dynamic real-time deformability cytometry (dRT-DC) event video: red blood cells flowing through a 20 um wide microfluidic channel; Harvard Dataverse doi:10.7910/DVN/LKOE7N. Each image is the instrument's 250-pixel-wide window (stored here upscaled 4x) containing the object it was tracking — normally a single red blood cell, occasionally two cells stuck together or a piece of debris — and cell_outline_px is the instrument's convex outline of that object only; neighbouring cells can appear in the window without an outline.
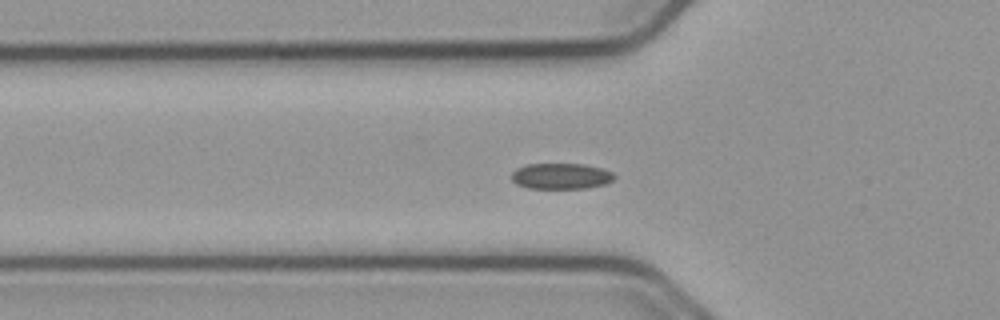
{"species": "common noctule bat (a hibernating species)", "species_latin": "Nyctalus noctula", "temperature_condition": "cold", "stored_images_in_passage": 57, "camera_frame_rate_fps": 3000, "um_per_image_px": 0.085, "animal": {"sex": "male", "body_mass_g": 23.1, "forearm_length_mm": 52.7}, "frame": {"image": 1, "passage_image": 19, "time_ms": 6.0, "image_size_px": [1000, 320], "cell_outline_px": [[616, 176], [612, 180], [604, 184], [588, 188], [528, 188], [516, 184], [512, 180], [512, 172], [516, 168], [524, 164], [584, 164], [604, 168], [612, 172]], "centroid_in_image_um": [47.68, 14.96], "position_along_channel_um": 78.1, "area_um2": 15.61}}
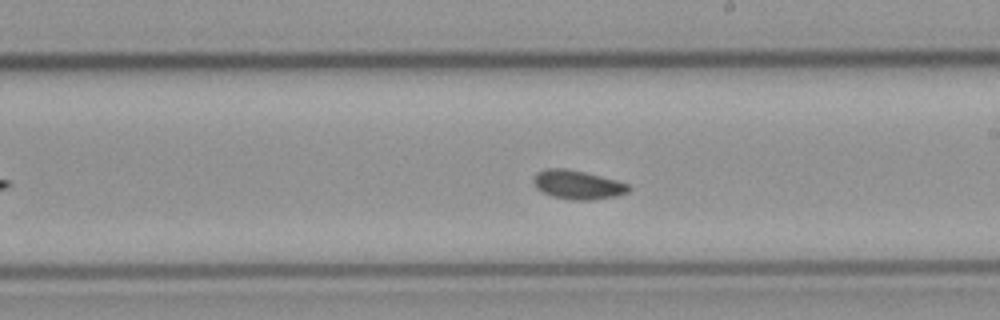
{"frame": {"image": 2, "passage_image": 32, "time_ms": 10.333, "image_size_px": [1000, 320], "cell_outline_px": [[632, 188], [628, 192], [616, 196], [592, 200], [568, 200], [552, 196], [536, 188], [532, 180], [536, 172], [544, 168], [568, 168], [616, 180], [628, 184]], "centroid_in_image_um": [49.08, 15.7], "position_along_channel_um": 239.9, "area_um2": 16.18}}
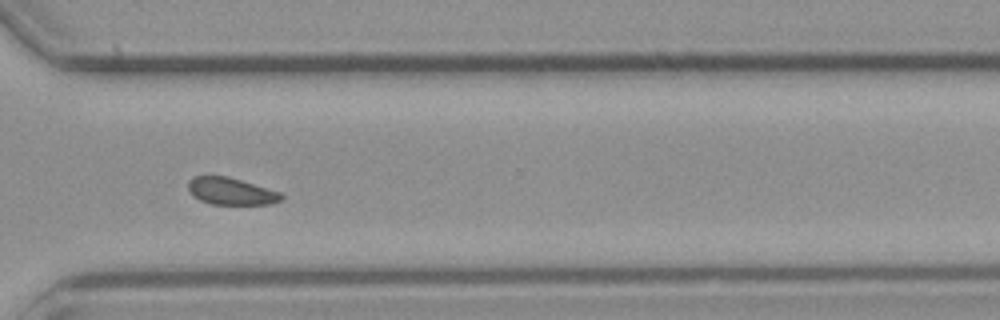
{"frame": {"image": 3, "passage_image": 41, "time_ms": 13.333, "image_size_px": [1000, 320], "cell_outline_px": [[284, 196], [280, 200], [272, 204], [212, 204], [200, 200], [192, 196], [188, 188], [188, 180], [196, 176], [228, 176], [280, 192]], "centroid_in_image_um": [19.62, 16.26], "position_along_channel_um": 351.0, "area_um2": 14.62}, "authors_computed_cell_mechanics": {"area_um2": 15.6638, "velocity_mm_per_s": 3.7117, "shape_relaxation_time_tau1_ms": 3.4319, "shape_relaxation_time_tau2_ms": 2.5222, "deformation_change_tau1": 0.0589, "deformation_change_tau2": 0.0583}}